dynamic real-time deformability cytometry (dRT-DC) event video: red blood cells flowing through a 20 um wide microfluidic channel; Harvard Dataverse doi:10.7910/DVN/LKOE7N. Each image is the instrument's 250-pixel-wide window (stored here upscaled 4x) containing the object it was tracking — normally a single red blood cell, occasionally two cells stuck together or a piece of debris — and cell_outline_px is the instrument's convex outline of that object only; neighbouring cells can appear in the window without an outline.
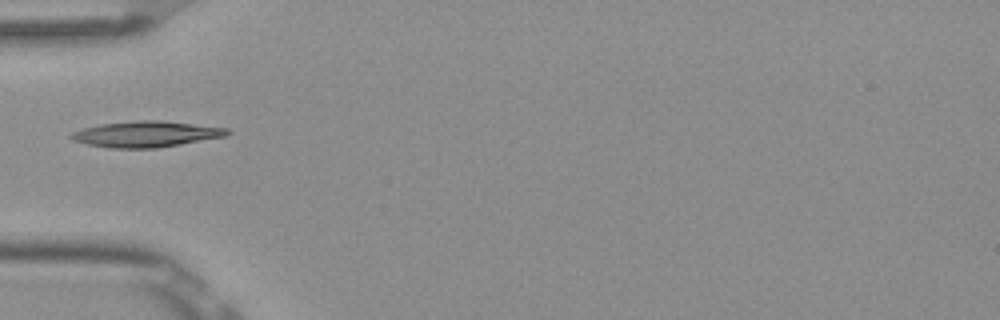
{"species": "Egyptian fruit bat (a non-hibernating species)", "species_latin": "Rousettus aegyptiacus", "temperature_condition": "room temperature", "stored_images_in_passage": 1, "camera_frame_rate_fps": 3000, "um_per_image_px": 0.085, "frame": {"image": 1, "passage_image": 1, "time_ms": 0.0, "image_size_px": [1000, 320], "cell_outline_px": [[232, 132], [228, 136], [156, 148], [108, 148], [88, 144], [72, 140], [68, 136], [72, 132], [84, 128], [100, 124], [136, 120], [160, 120], [228, 128]], "centroid_in_image_um": [12.43, 11.4], "position_along_channel_um": 72.6, "area_um2": 23.64}}